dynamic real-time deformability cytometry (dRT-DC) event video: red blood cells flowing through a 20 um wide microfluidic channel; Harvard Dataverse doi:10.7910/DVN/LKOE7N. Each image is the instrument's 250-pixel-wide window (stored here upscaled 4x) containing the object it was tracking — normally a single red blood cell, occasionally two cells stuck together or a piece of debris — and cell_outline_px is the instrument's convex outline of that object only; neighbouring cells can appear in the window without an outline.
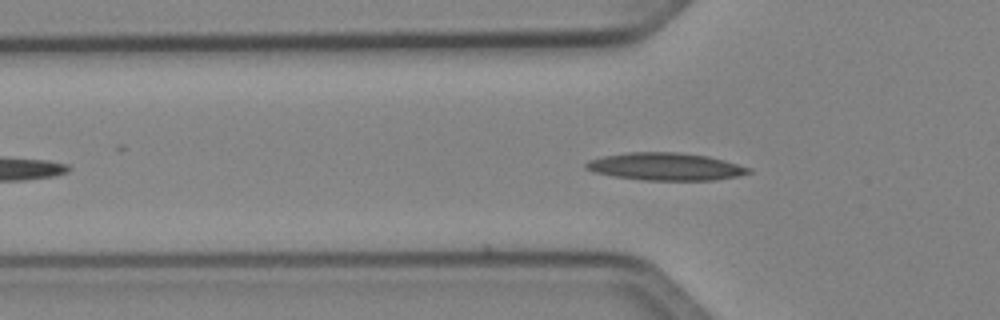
{"species": "Egyptian fruit bat (a non-hibernating species)", "species_latin": "Rousettus aegyptiacus", "temperature_condition": "cold", "stored_images_in_passage": 2, "camera_frame_rate_fps": 3000, "um_per_image_px": 0.085, "animal": {"sex": "female"}, "frame": {"image": 1, "passage_image": 2, "time_ms": 0.333, "image_size_px": [1000, 320], "cell_outline_px": [[752, 172], [736, 176], [716, 180], [640, 180], [612, 176], [592, 172], [584, 168], [584, 164], [588, 160], [604, 156], [628, 152], [680, 152], [708, 156], [724, 160], [752, 168]], "centroid_in_image_um": [56.54, 14.16], "position_along_channel_um": 69.3, "area_um2": 26.3}}